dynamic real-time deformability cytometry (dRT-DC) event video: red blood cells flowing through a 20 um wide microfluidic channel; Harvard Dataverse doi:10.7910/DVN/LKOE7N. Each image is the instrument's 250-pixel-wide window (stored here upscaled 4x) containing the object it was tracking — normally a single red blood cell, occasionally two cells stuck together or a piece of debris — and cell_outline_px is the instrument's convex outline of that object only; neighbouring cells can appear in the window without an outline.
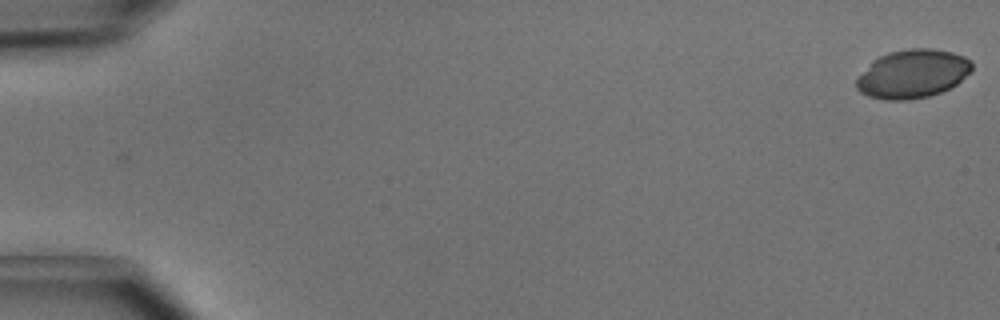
{"species": "common noctule bat (a hibernating species)", "species_latin": "Nyctalus noctula", "temperature_condition": "cold", "stored_images_in_passage": 50, "camera_frame_rate_fps": 3000, "um_per_image_px": 0.085, "animal": {"sex": "male", "body_mass_g": 15.6}, "frame": {"image": 1, "passage_image": 1, "time_ms": 0.0, "image_size_px": [1000, 320], "cell_outline_px": [[972, 68], [956, 84], [940, 92], [928, 96], [908, 100], [884, 100], [868, 96], [860, 92], [856, 88], [856, 80], [872, 60], [888, 52], [908, 48], [932, 48], [952, 52], [964, 56], [972, 60]], "centroid_in_image_um": [77.55, 6.27], "position_along_channel_um": 7.5, "area_um2": 32.6}}
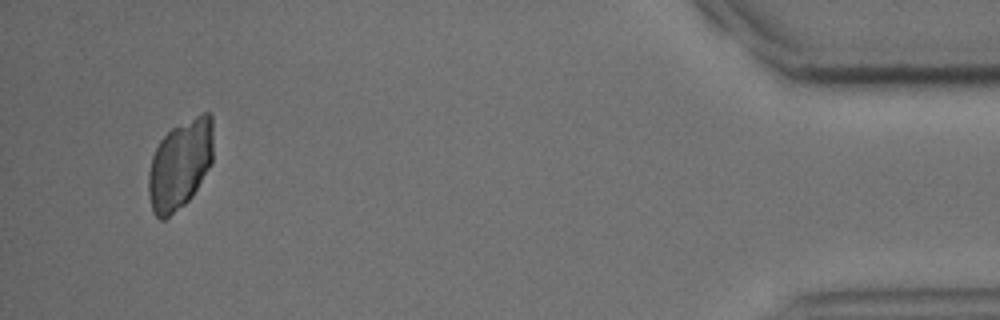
{"frame": {"image": 2, "passage_image": 48, "time_ms": 15.667, "image_size_px": [1000, 320], "cell_outline_px": [[212, 164], [192, 196], [184, 204], [164, 220], [160, 220], [152, 212], [148, 196], [148, 172], [152, 156], [160, 140], [172, 128], [204, 112], [208, 112], [212, 116]], "centroid_in_image_um": [15.29, 14.01], "position_along_channel_um": 419.9, "area_um2": 33.76}}